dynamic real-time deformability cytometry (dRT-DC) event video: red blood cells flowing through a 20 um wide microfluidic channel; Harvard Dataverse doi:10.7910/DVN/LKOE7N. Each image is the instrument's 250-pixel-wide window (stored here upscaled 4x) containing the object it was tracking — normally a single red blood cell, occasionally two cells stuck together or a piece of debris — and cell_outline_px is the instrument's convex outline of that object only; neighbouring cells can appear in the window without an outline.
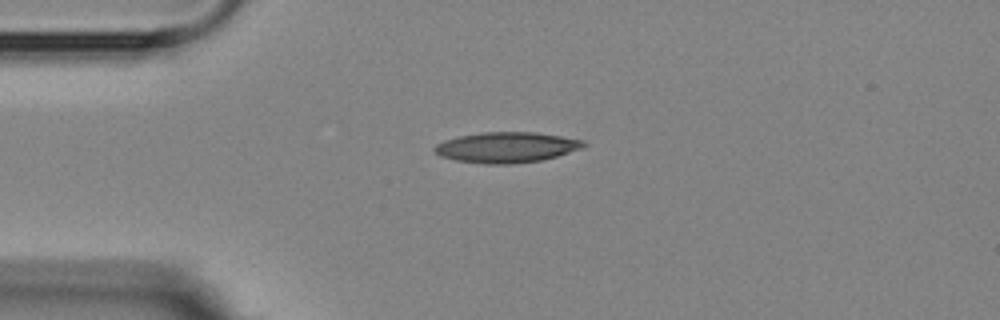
{"species": "Egyptian fruit bat (a non-hibernating species)", "species_latin": "Rousettus aegyptiacus", "temperature_condition": "room temperature", "stored_images_in_passage": 7, "camera_frame_rate_fps": 3000, "um_per_image_px": 0.085, "animal": {"sex": "female"}, "frame": {"image": 1, "passage_image": 1, "time_ms": 0.0, "image_size_px": [1000, 320], "cell_outline_px": [[588, 144], [580, 148], [556, 156], [540, 160], [512, 164], [484, 164], [456, 160], [440, 156], [432, 152], [432, 148], [436, 144], [444, 140], [460, 136], [480, 132], [536, 132], [584, 140]], "centroid_in_image_um": [43.0, 12.52], "position_along_channel_um": 42.0, "area_um2": 26.53}}
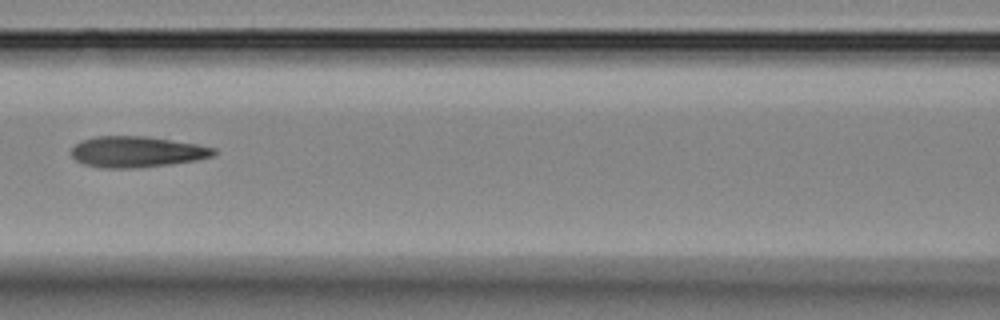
{"frame": {"image": 2, "passage_image": 4, "time_ms": 3.667, "image_size_px": [1000, 320], "cell_outline_px": [[216, 152], [212, 156], [196, 160], [168, 164], [132, 168], [100, 168], [84, 164], [76, 160], [72, 156], [72, 148], [76, 144], [84, 140], [96, 136], [148, 136], [196, 144], [216, 148]], "centroid_in_image_um": [11.62, 12.9], "position_along_channel_um": 155.0, "area_um2": 25.49}}
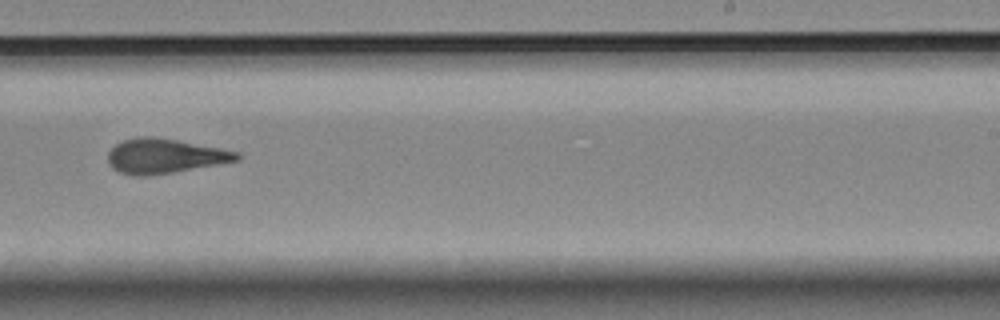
{"frame": {"image": 3, "passage_image": 7, "time_ms": 7.0, "image_size_px": [1000, 320], "cell_outline_px": [[240, 160], [172, 172], [144, 176], [132, 176], [120, 172], [112, 168], [108, 164], [108, 152], [116, 144], [124, 140], [140, 136], [152, 136], [176, 140], [220, 148], [240, 152]], "centroid_in_image_um": [13.97, 13.26], "position_along_channel_um": 275.0, "area_um2": 25.84}}